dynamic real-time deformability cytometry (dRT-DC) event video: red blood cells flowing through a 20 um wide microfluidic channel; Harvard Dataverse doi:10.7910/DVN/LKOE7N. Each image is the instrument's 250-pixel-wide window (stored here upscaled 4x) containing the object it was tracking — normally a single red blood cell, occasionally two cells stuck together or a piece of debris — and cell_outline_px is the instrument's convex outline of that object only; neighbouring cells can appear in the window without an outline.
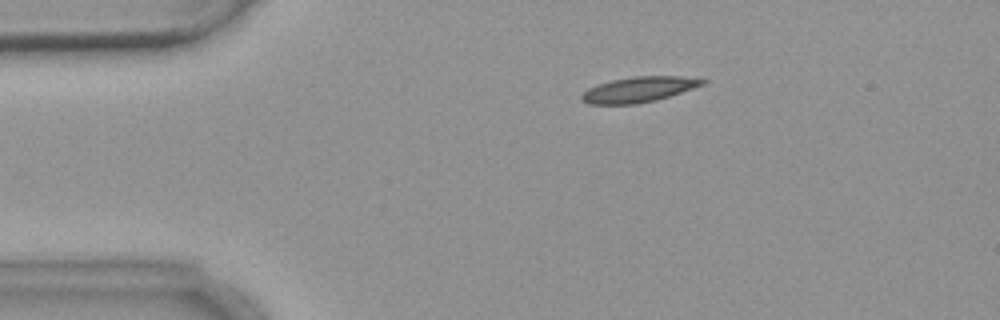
{"species": "common noctule bat (a hibernating species)", "species_latin": "Nyctalus noctula", "temperature_condition": "warm", "stored_images_in_passage": 7, "camera_frame_rate_fps": 3000, "um_per_image_px": 0.085, "animal": {"sex": "female", "body_mass_g": 18.4}, "frame": {"image": 1, "passage_image": 2, "time_ms": 2.0, "image_size_px": [1000, 320], "cell_outline_px": [[708, 80], [704, 84], [656, 100], [636, 104], [588, 104], [580, 100], [580, 96], [588, 88], [596, 84], [612, 80], [632, 76], [680, 76]], "centroid_in_image_um": [54.23, 7.6], "position_along_channel_um": 30.8, "area_um2": 17.8}}
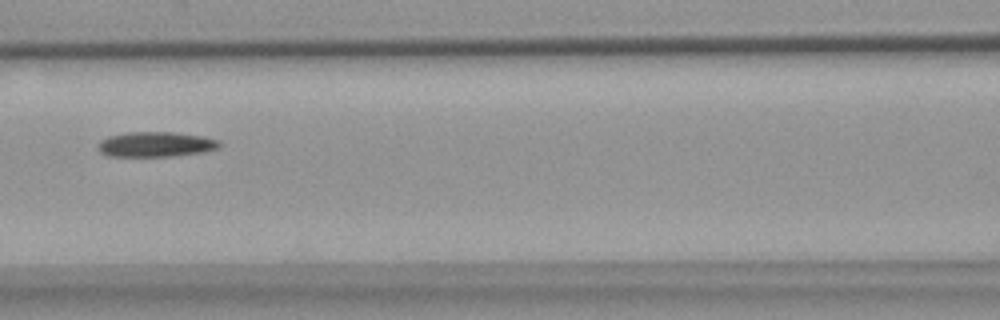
{"frame": {"image": 2, "passage_image": 6, "time_ms": 6.667, "image_size_px": [1000, 320], "cell_outline_px": [[224, 144], [220, 148], [204, 152], [172, 156], [108, 156], [100, 152], [96, 148], [96, 144], [100, 140], [108, 136], [124, 132], [172, 132], [204, 136], [220, 140]], "centroid_in_image_um": [13.25, 12.26], "position_along_channel_um": 153.3, "area_um2": 18.15}}
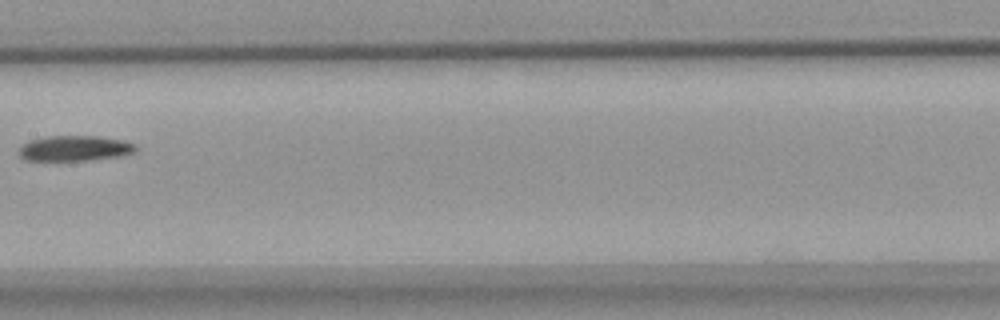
{"frame": {"image": 3, "passage_image": 7, "time_ms": 8.0, "image_size_px": [1000, 320], "cell_outline_px": [[140, 148], [136, 152], [124, 156], [92, 160], [24, 160], [20, 156], [20, 144], [32, 140], [48, 136], [100, 136], [124, 140], [136, 144]], "centroid_in_image_um": [6.45, 12.61], "position_along_channel_um": 201.0, "area_um2": 17.57}}